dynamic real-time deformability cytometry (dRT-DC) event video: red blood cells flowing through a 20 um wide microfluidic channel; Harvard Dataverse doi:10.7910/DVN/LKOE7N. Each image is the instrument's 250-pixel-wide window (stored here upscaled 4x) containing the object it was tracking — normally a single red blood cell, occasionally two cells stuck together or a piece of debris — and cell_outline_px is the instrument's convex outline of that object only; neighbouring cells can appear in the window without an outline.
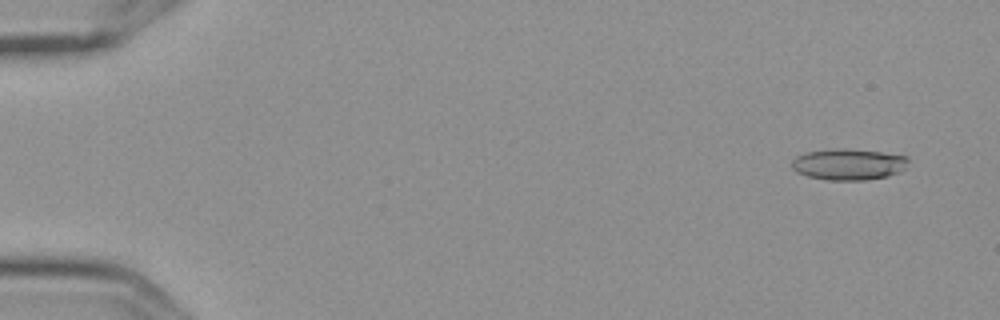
{"species": "Egyptian fruit bat (a non-hibernating species)", "species_latin": "Rousettus aegyptiacus", "temperature_condition": "cold", "stored_images_in_passage": 5, "camera_frame_rate_fps": 3000, "um_per_image_px": 0.085, "frame": {"image": 1, "passage_image": 1, "time_ms": 0.0, "image_size_px": [1000, 320], "cell_outline_px": [[908, 160], [904, 168], [900, 172], [888, 176], [868, 180], [824, 180], [808, 176], [796, 172], [792, 168], [792, 160], [796, 156], [804, 152], [836, 148], [844, 148], [880, 152], [908, 156]], "centroid_in_image_um": [72.1, 13.97], "position_along_channel_um": 12.9, "area_um2": 21.39}}
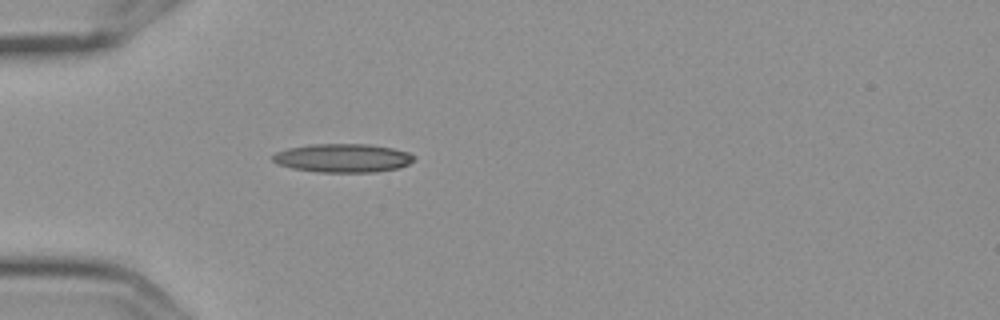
{"frame": {"image": 2, "passage_image": 5, "time_ms": 1.333, "image_size_px": [1000, 320], "cell_outline_px": [[416, 160], [408, 164], [396, 168], [376, 172], [316, 172], [292, 168], [280, 164], [272, 160], [272, 156], [276, 152], [288, 148], [308, 144], [368, 144], [392, 148], [408, 152], [416, 156]], "centroid_in_image_um": [29.16, 13.43], "position_along_channel_um": 55.8, "area_um2": 23.58}}